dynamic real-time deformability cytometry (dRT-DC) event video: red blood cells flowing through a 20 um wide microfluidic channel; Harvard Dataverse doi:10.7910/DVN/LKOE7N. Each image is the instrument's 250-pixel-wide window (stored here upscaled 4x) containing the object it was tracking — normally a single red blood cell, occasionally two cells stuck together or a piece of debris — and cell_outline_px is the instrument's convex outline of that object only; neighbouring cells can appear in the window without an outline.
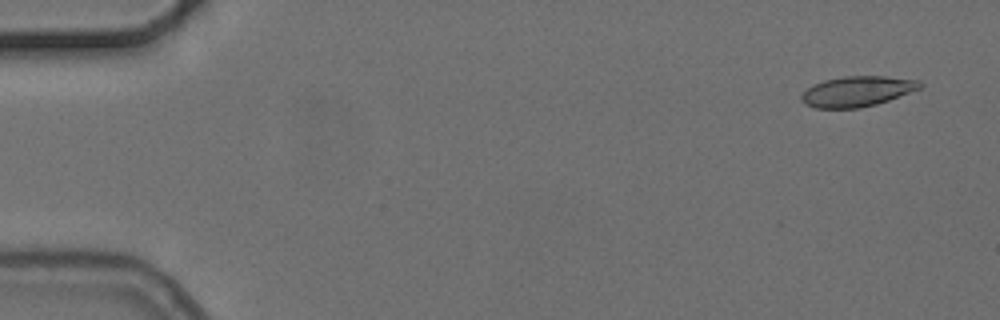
{"species": "common noctule bat (a hibernating species)", "species_latin": "Nyctalus noctula", "temperature_condition": "cold", "stored_images_in_passage": 5, "camera_frame_rate_fps": 3000, "um_per_image_px": 0.085, "animal": {"sex": "female", "body_mass_g": 24.6, "forearm_length_mm": 56.2}, "frame": {"image": 1, "passage_image": 1, "time_ms": 0.0, "image_size_px": [1000, 320], "cell_outline_px": [[924, 84], [920, 88], [888, 100], [876, 104], [860, 108], [816, 108], [804, 104], [800, 100], [800, 96], [812, 84], [824, 80], [844, 76], [884, 76], [920, 80]], "centroid_in_image_um": [72.83, 7.76], "position_along_channel_um": 12.2, "area_um2": 20.98}}
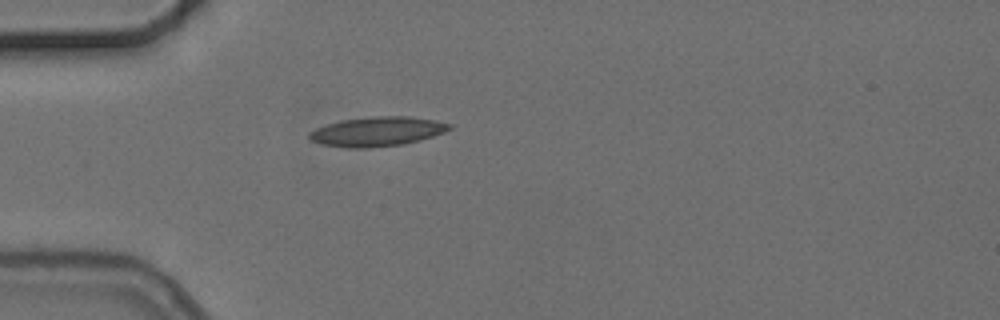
{"frame": {"image": 2, "passage_image": 5, "time_ms": 4.333, "image_size_px": [1000, 320], "cell_outline_px": [[452, 128], [444, 132], [420, 140], [400, 144], [364, 148], [348, 148], [324, 144], [312, 140], [308, 136], [308, 132], [316, 128], [340, 120], [372, 116], [408, 116], [436, 120], [452, 124]], "centroid_in_image_um": [32.07, 11.16], "position_along_channel_um": 52.9, "area_um2": 23.87}}